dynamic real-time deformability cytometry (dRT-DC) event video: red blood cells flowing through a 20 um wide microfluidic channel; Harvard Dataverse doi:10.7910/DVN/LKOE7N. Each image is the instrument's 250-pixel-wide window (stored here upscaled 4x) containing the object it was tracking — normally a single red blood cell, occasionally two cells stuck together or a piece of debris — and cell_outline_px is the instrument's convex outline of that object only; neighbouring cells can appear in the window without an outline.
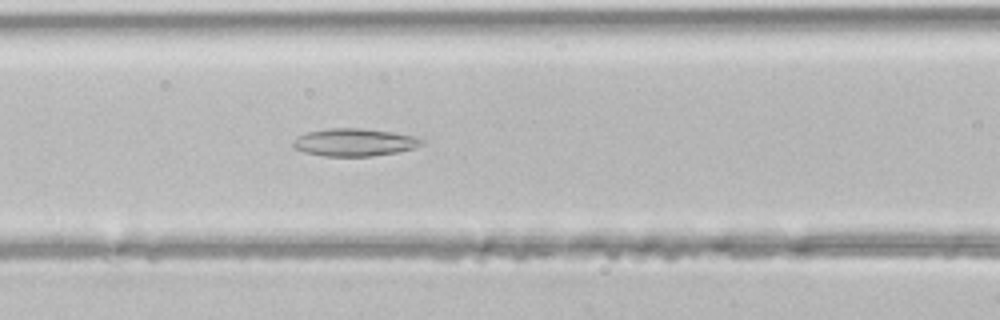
{"species": "common noctule bat (a hibernating species)", "species_latin": "Nyctalus noctula", "temperature_condition": "room temperature", "stored_images_in_passage": 31, "camera_frame_rate_fps": 3000, "um_per_image_px": 0.085, "animal": {"sex": "male", "body_mass_g": 21.5, "forearm_length_mm": 52.0}, "frame": {"image": 1, "passage_image": 10, "time_ms": 3.0, "image_size_px": [1000, 320], "cell_outline_px": [[424, 144], [412, 148], [396, 152], [372, 156], [324, 156], [304, 152], [296, 148], [292, 144], [292, 140], [296, 136], [308, 132], [324, 128], [360, 128], [392, 132], [416, 136], [424, 140]], "centroid_in_image_um": [30.1, 12.09], "position_along_channel_um": 136.5, "area_um2": 20.75}}
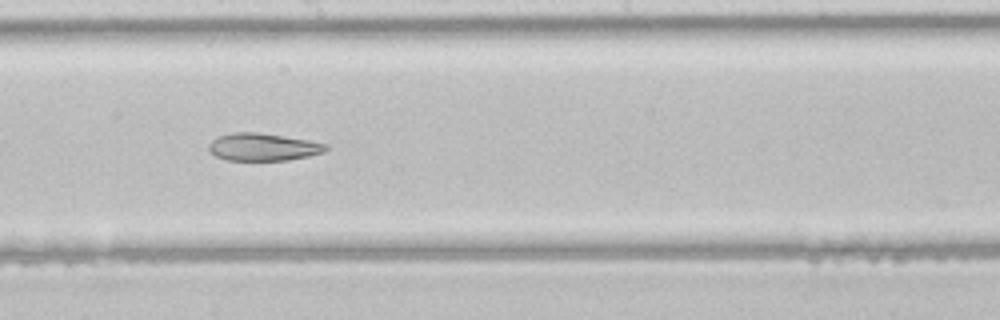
{"frame": {"image": 2, "passage_image": 16, "time_ms": 5.0, "image_size_px": [1000, 320], "cell_outline_px": [[328, 148], [324, 152], [308, 156], [288, 160], [228, 160], [216, 156], [208, 148], [208, 144], [212, 140], [220, 136], [232, 132], [256, 132], [308, 140], [328, 144]], "centroid_in_image_um": [22.37, 12.49], "position_along_channel_um": 225.8, "area_um2": 18.61}}
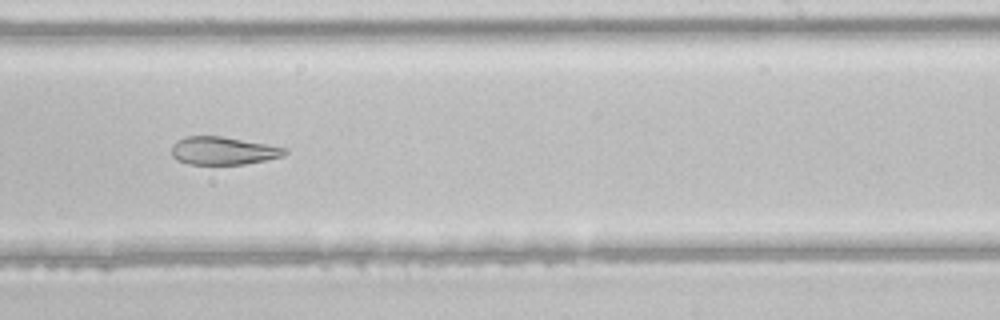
{"frame": {"image": 3, "passage_image": 19, "time_ms": 6.0, "image_size_px": [1000, 320], "cell_outline_px": [[288, 152], [284, 156], [244, 164], [188, 164], [176, 160], [172, 156], [172, 144], [176, 140], [184, 136], [220, 136], [288, 148]], "centroid_in_image_um": [18.94, 12.81], "position_along_channel_um": 270.1, "area_um2": 18.44}}